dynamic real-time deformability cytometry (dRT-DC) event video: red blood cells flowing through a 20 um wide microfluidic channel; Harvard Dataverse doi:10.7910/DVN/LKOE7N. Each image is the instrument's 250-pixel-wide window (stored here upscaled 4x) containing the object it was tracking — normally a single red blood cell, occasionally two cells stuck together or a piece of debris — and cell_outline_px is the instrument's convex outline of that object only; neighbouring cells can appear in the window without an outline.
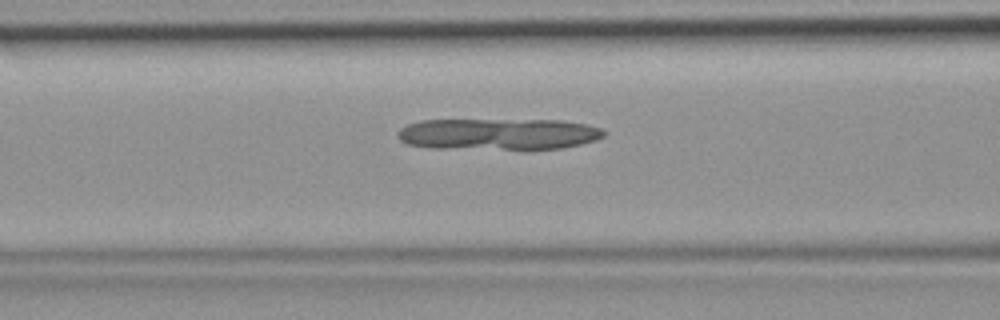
{"species": "common noctule bat (a hibernating species)", "species_latin": "Nyctalus noctula", "temperature_condition": "room temperature", "stored_images_in_passage": 42, "camera_frame_rate_fps": 3000, "um_per_image_px": 0.085, "animal": {"sex": "female", "body_mass_g": 19.9}, "frame": {"image": 1, "passage_image": 19, "time_ms": 6.0, "image_size_px": [1000, 320], "cell_outline_px": [[604, 136], [596, 140], [580, 144], [560, 148], [432, 148], [408, 144], [400, 140], [396, 136], [400, 128], [408, 124], [420, 120], [560, 120], [588, 124], [600, 128], [604, 132]], "centroid_in_image_um": [42.33, 11.38], "position_along_channel_um": 124.3, "area_um2": 37.45}}
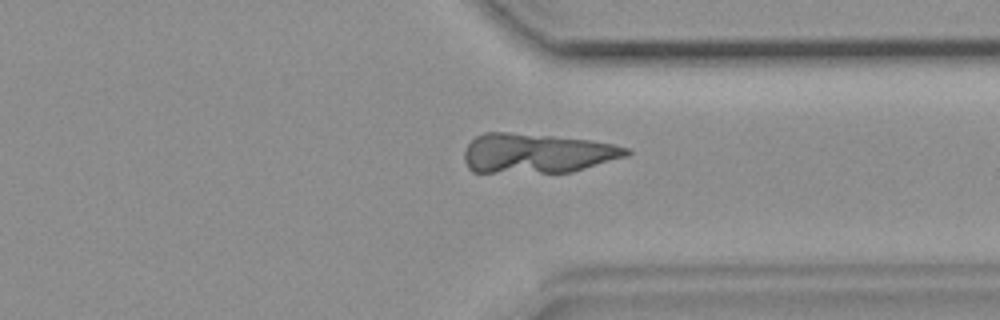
{"frame": {"image": 2, "passage_image": 36, "time_ms": 11.667, "image_size_px": [1000, 320], "cell_outline_px": [[632, 152], [628, 156], [572, 172], [472, 172], [468, 168], [464, 160], [464, 152], [468, 144], [476, 136], [484, 132], [508, 132], [552, 136], [588, 140], [612, 144], [628, 148]], "centroid_in_image_um": [45.63, 13.03], "position_along_channel_um": 365.8, "area_um2": 37.4}}
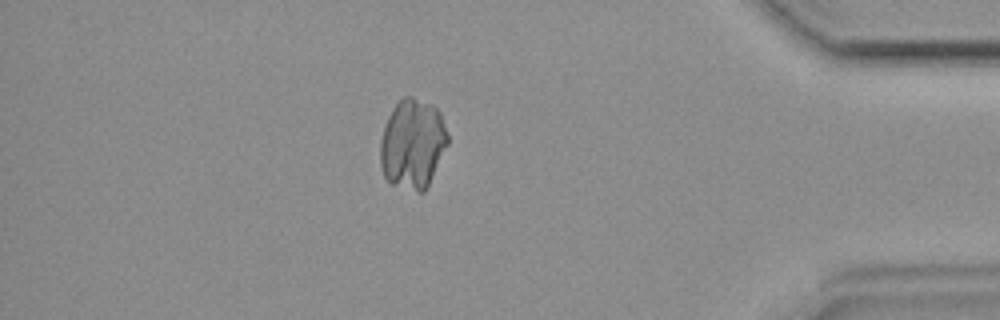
{"frame": {"image": 3, "passage_image": 41, "time_ms": 13.333, "image_size_px": [1000, 320], "cell_outline_px": [[448, 144], [424, 192], [416, 192], [392, 184], [384, 176], [380, 164], [380, 140], [388, 116], [392, 108], [404, 96], [412, 96], [432, 104], [440, 112], [448, 136]], "centroid_in_image_um": [35.06, 12.22], "position_along_channel_um": 400.1, "area_um2": 35.26}}